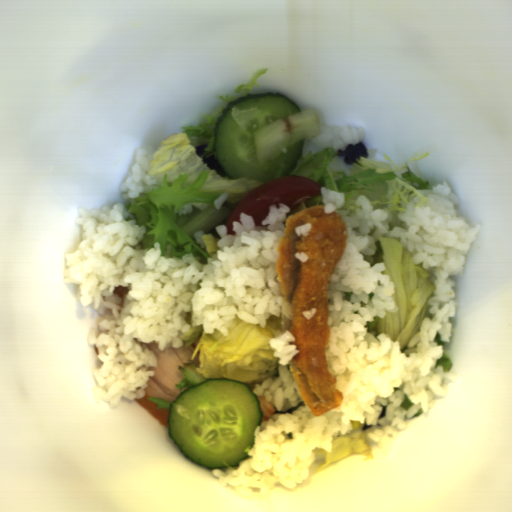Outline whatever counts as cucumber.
Here are the masks:
<instances>
[{
    "mask_svg": "<svg viewBox=\"0 0 512 512\" xmlns=\"http://www.w3.org/2000/svg\"><path fill=\"white\" fill-rule=\"evenodd\" d=\"M262 417L259 399L246 383L208 379L173 398L168 434L188 460L210 470L238 469Z\"/></svg>",
    "mask_w": 512,
    "mask_h": 512,
    "instance_id": "8b760119",
    "label": "cucumber"
},
{
    "mask_svg": "<svg viewBox=\"0 0 512 512\" xmlns=\"http://www.w3.org/2000/svg\"><path fill=\"white\" fill-rule=\"evenodd\" d=\"M298 104L276 92L246 94L226 104L213 126V149L227 177L267 182L288 176L302 158L298 141L265 165L254 145L255 133L277 120L300 113Z\"/></svg>",
    "mask_w": 512,
    "mask_h": 512,
    "instance_id": "586b57bf",
    "label": "cucumber"
}]
</instances>
